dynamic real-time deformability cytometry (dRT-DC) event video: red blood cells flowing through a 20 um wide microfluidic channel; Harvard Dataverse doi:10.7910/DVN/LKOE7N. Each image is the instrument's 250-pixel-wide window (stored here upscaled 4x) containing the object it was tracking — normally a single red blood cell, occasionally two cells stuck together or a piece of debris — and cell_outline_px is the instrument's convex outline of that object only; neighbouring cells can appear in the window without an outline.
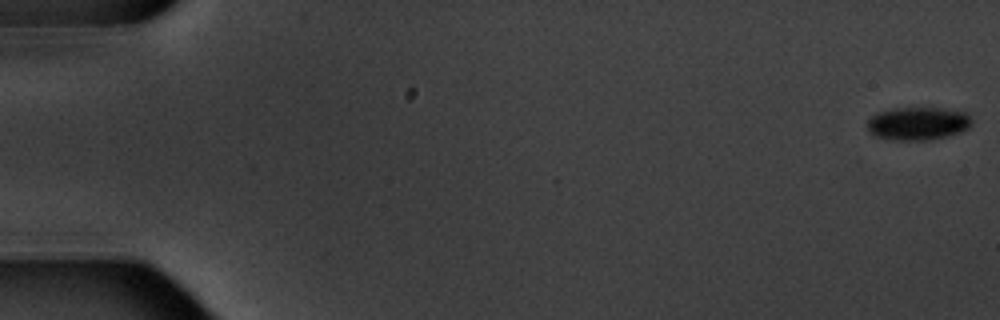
{"species": "common noctule bat (a hibernating species)", "species_latin": "Nyctalus noctula", "temperature_condition": "warm", "stored_images_in_passage": 5, "camera_frame_rate_fps": 3000, "um_per_image_px": 0.085, "animal": {"sex": "male", "body_mass_g": 20.1, "forearm_length_mm": 53.5}, "frame": {"image": 1, "passage_image": 1, "time_ms": 0.0, "image_size_px": [1000, 320], "cell_outline_px": [[972, 124], [968, 128], [960, 132], [948, 136], [928, 140], [888, 140], [872, 136], [868, 132], [868, 120], [872, 116], [880, 112], [896, 108], [936, 108], [964, 112], [972, 120]], "centroid_in_image_um": [77.99, 10.52], "position_along_channel_um": 7.0, "area_um2": 20.11}}
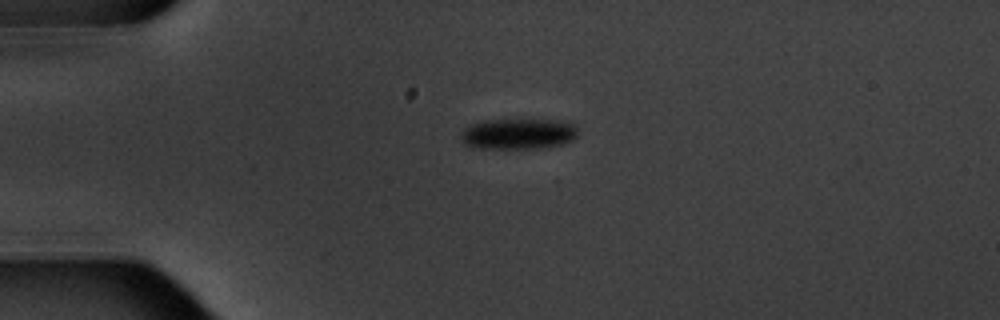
{"frame": {"image": 2, "passage_image": 5, "time_ms": 4.667, "image_size_px": [1000, 320], "cell_outline_px": [[576, 136], [572, 140], [564, 144], [544, 148], [472, 148], [464, 144], [460, 140], [460, 132], [464, 128], [472, 124], [484, 120], [572, 120], [576, 128]], "centroid_in_image_um": [44.05, 11.38], "position_along_channel_um": 40.9, "area_um2": 21.33}}